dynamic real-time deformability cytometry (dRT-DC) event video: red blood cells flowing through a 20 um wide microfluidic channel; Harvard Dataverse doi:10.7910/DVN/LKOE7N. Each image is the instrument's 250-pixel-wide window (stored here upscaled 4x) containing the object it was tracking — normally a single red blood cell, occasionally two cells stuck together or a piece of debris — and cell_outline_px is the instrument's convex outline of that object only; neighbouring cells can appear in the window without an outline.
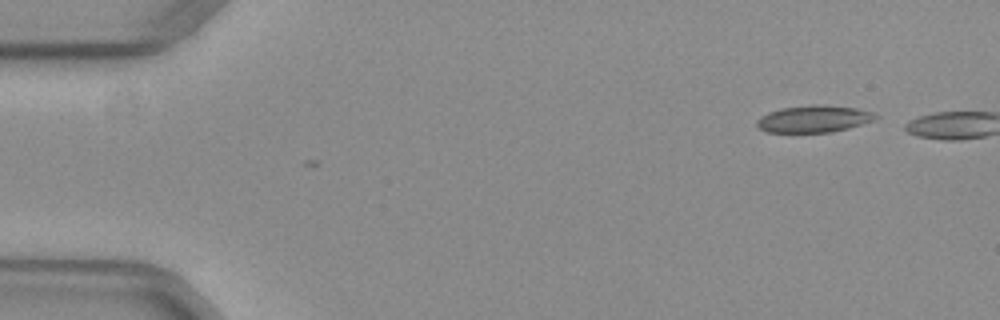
{"species": "common noctule bat (a hibernating species)", "species_latin": "Nyctalus noctula", "temperature_condition": "warm", "stored_images_in_passage": 3, "camera_frame_rate_fps": 3000, "um_per_image_px": 0.085, "animal": {"sex": "female", "body_mass_g": 29.2, "forearm_length_mm": 56.3}, "frame": {"image": 1, "passage_image": 1, "time_ms": 0.0, "image_size_px": [1000, 320], "cell_outline_px": [[880, 116], [872, 120], [848, 128], [832, 132], [768, 132], [760, 128], [756, 124], [756, 120], [760, 116], [768, 112], [780, 108], [812, 104], [820, 104], [856, 108], [872, 112]], "centroid_in_image_um": [69.14, 10.09], "position_along_channel_um": 15.9, "area_um2": 18.61}}